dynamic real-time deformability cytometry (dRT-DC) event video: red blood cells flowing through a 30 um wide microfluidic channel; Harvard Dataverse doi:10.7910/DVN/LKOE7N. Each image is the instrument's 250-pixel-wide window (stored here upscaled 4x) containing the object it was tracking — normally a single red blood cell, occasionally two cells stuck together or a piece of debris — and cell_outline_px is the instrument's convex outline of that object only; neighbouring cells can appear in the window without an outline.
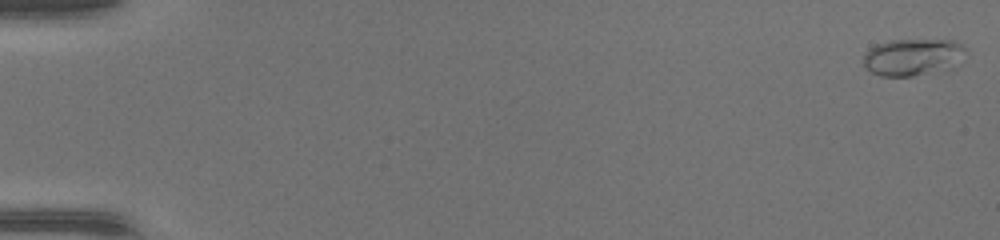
{"species": "common noctule bat (a hibernating species)", "species_latin": "Nyctalus noctula", "temperature_condition": "warm", "stored_images_in_passage": 49, "camera_frame_rate_fps": 3000, "um_per_image_px": 0.085, "animal": {"sex": "female", "body_mass_g": 17.0, "forearm_length_mm": 48.0}, "frame": {"image": 1, "passage_image": 1, "time_ms": 0.0, "image_size_px": [1000, 240], "cell_outline_px": [[968, 52], [956, 68], [948, 72], [912, 76], [880, 76], [872, 72], [864, 64], [864, 56], [876, 44], [888, 40], [952, 40], [960, 44]], "centroid_in_image_um": [77.71, 4.88], "position_along_channel_um": 7.3, "area_um2": 22.6}}
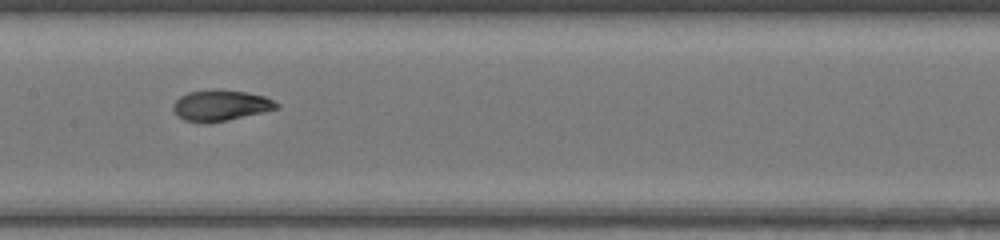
{"frame": {"image": 2, "passage_image": 26, "time_ms": 8.333, "image_size_px": [1000, 240], "cell_outline_px": [[280, 108], [264, 112], [228, 120], [208, 124], [204, 124], [184, 120], [172, 108], [172, 104], [180, 96], [188, 92], [216, 88], [220, 88], [244, 92], [264, 96], [280, 104]], "centroid_in_image_um": [18.76, 8.96], "position_along_channel_um": 188.6, "area_um2": 18.9}}
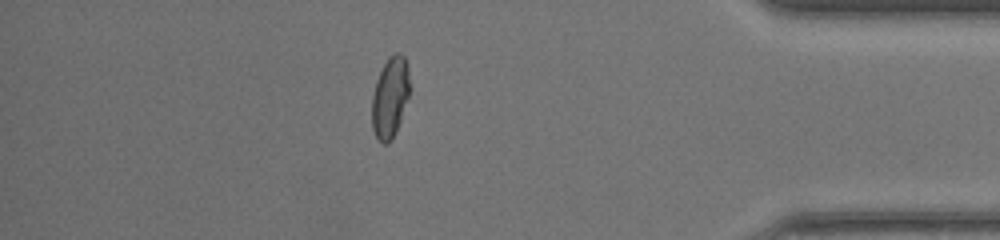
{"frame": {"image": 3, "passage_image": 43, "time_ms": 14.0, "image_size_px": [1000, 240], "cell_outline_px": [[412, 88], [396, 132], [388, 144], [384, 144], [376, 136], [372, 128], [372, 96], [376, 80], [388, 56], [396, 52], [400, 52], [404, 56], [408, 64]], "centroid_in_image_um": [33.2, 8.22], "position_along_channel_um": 402.0, "area_um2": 18.21}, "authors_computed_cell_mechanics": {"area_um2": 18.3226, "velocity_mm_per_s": 4.3658, "shape_relaxation_time_tau1_ms": 5.8392, "shape_relaxation_time_tau2_ms": 1.0317, "deformation_change_tau1": 0.227, "deformation_change_tau2": 0.0598}}